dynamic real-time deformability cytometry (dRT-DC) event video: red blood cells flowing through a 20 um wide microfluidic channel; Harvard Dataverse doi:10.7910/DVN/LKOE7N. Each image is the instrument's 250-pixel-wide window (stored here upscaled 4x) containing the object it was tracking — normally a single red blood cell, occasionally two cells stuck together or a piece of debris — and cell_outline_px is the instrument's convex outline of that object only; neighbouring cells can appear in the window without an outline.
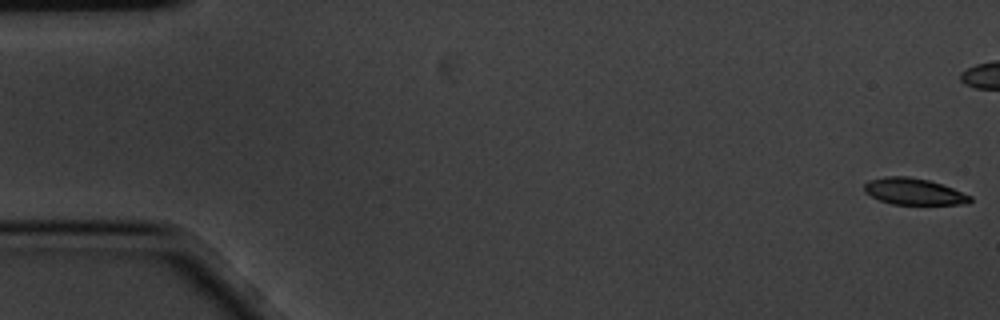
{"species": "common noctule bat (a hibernating species)", "species_latin": "Nyctalus noctula", "temperature_condition": "cold", "stored_images_in_passage": 9, "camera_frame_rate_fps": 3000, "um_per_image_px": 0.085, "animal": {"sex": "male", "body_mass_g": 20.1, "forearm_length_mm": 53.5}, "frame": {"image": 1, "passage_image": 1, "time_ms": 0.0, "image_size_px": [1000, 320], "cell_outline_px": [[972, 200], [968, 204], [892, 204], [880, 200], [864, 192], [864, 184], [868, 180], [884, 176], [908, 176], [928, 180], [952, 188], [972, 196]], "centroid_in_image_um": [77.66, 16.27], "position_along_channel_um": 7.3, "area_um2": 16.3}}
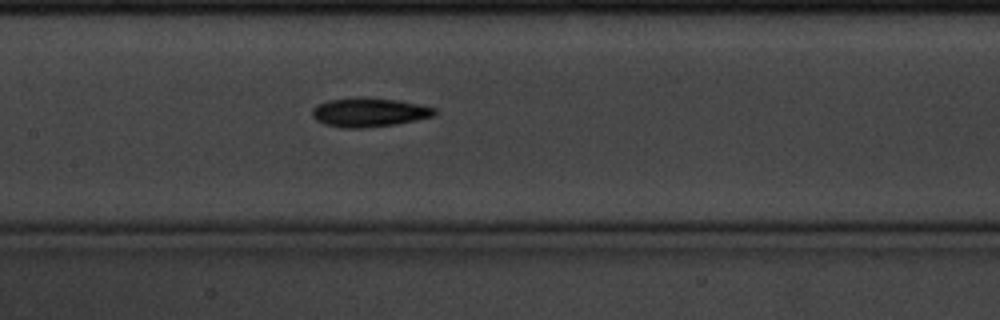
{"frame": {"image": 2, "passage_image": 9, "time_ms": 2.667, "image_size_px": [1000, 320], "cell_outline_px": [[436, 112], [432, 116], [416, 120], [392, 124], [360, 128], [344, 128], [324, 124], [316, 120], [312, 116], [312, 108], [316, 104], [328, 100], [400, 100], [436, 108]], "centroid_in_image_um": [31.35, 9.58], "position_along_channel_um": 176.1, "area_um2": 19.71}}